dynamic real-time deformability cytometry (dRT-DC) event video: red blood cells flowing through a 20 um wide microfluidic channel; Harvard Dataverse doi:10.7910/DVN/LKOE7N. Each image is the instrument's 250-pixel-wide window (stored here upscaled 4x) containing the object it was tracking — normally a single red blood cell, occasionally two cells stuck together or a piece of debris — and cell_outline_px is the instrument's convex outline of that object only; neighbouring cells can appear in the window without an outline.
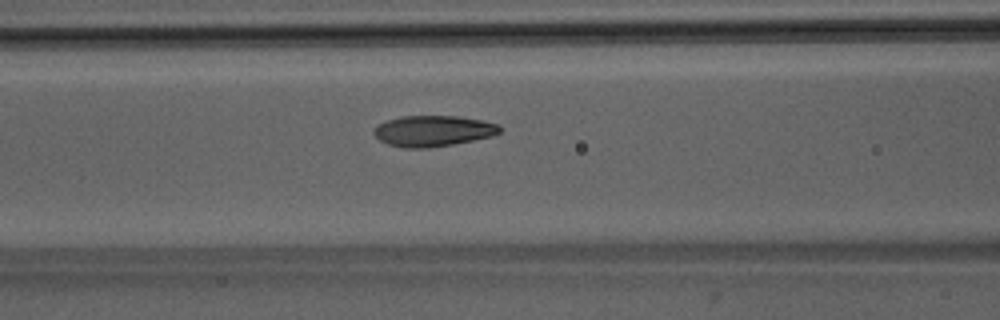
{"species": "Egyptian fruit bat (a non-hibernating species)", "species_latin": "Rousettus aegyptiacus", "temperature_condition": "room temperature", "stored_images_in_passage": 41, "camera_frame_rate_fps": 3000, "um_per_image_px": 0.085, "animal": {"sex": "male"}, "frame": {"image": 1, "passage_image": 11, "time_ms": 3.333, "image_size_px": [1000, 320], "cell_outline_px": [[504, 128], [500, 132], [492, 136], [452, 144], [428, 148], [404, 148], [388, 144], [380, 140], [372, 132], [372, 128], [388, 120], [400, 116], [456, 116], [480, 120], [500, 124]], "centroid_in_image_um": [36.82, 11.13], "position_along_channel_um": 129.8, "area_um2": 22.66}}
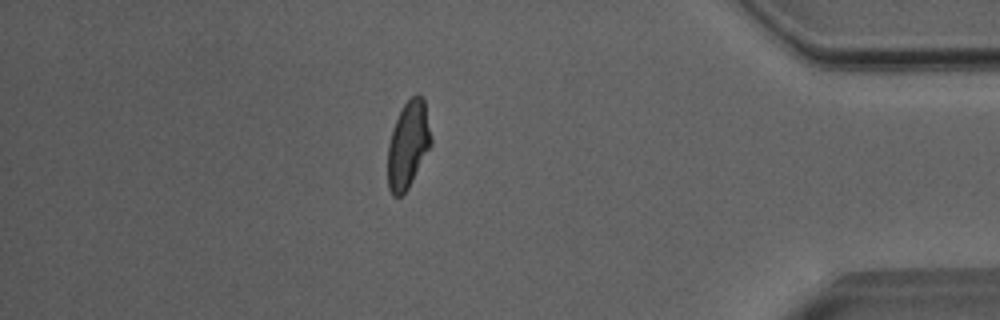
{"frame": {"image": 2, "passage_image": 34, "time_ms": 11.0, "image_size_px": [1000, 320], "cell_outline_px": [[432, 144], [408, 188], [400, 196], [392, 196], [388, 188], [388, 144], [392, 128], [404, 104], [416, 92], [424, 96], [432, 136]], "centroid_in_image_um": [34.7, 12.26], "position_along_channel_um": 400.5, "area_um2": 22.14}}
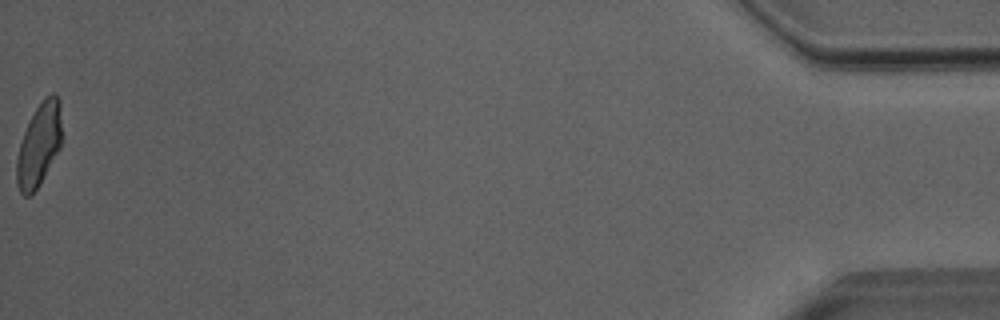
{"frame": {"image": 3, "passage_image": 41, "time_ms": 13.333, "image_size_px": [1000, 320], "cell_outline_px": [[64, 136], [60, 148], [36, 188], [28, 196], [24, 196], [20, 192], [16, 184], [16, 160], [20, 144], [24, 132], [36, 108], [44, 96], [52, 92], [60, 100]], "centroid_in_image_um": [3.35, 12.24], "position_along_channel_um": 431.8, "area_um2": 21.96}, "authors_computed_cell_mechanics": {"area_um2": 22.1952, "velocity_mm_per_s": 4.0213, "shape_relaxation_time_tau1_ms": 5.3161, "shape_relaxation_time_tau2_ms": 1.4421, "deformation_change_tau1": 0.1752, "deformation_change_tau2": 0.0703}}